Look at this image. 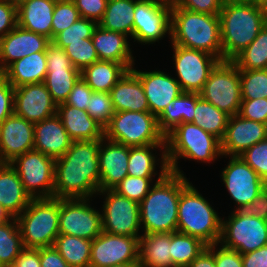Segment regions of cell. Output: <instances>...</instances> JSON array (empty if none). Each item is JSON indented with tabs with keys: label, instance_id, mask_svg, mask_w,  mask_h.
<instances>
[{
	"label": "cell",
	"instance_id": "obj_24",
	"mask_svg": "<svg viewBox=\"0 0 267 267\" xmlns=\"http://www.w3.org/2000/svg\"><path fill=\"white\" fill-rule=\"evenodd\" d=\"M107 140V143L105 142ZM105 142V145L103 144ZM129 146L101 139L98 154L100 168L99 191L113 189L128 175Z\"/></svg>",
	"mask_w": 267,
	"mask_h": 267
},
{
	"label": "cell",
	"instance_id": "obj_51",
	"mask_svg": "<svg viewBox=\"0 0 267 267\" xmlns=\"http://www.w3.org/2000/svg\"><path fill=\"white\" fill-rule=\"evenodd\" d=\"M92 93L93 90L80 77V79L74 84L65 104L86 111Z\"/></svg>",
	"mask_w": 267,
	"mask_h": 267
},
{
	"label": "cell",
	"instance_id": "obj_9",
	"mask_svg": "<svg viewBox=\"0 0 267 267\" xmlns=\"http://www.w3.org/2000/svg\"><path fill=\"white\" fill-rule=\"evenodd\" d=\"M199 94L202 99L229 116L237 115L242 101L237 65L232 60L219 61Z\"/></svg>",
	"mask_w": 267,
	"mask_h": 267
},
{
	"label": "cell",
	"instance_id": "obj_21",
	"mask_svg": "<svg viewBox=\"0 0 267 267\" xmlns=\"http://www.w3.org/2000/svg\"><path fill=\"white\" fill-rule=\"evenodd\" d=\"M267 139V124L248 120L239 114L230 116L221 140L222 155L239 156L245 150Z\"/></svg>",
	"mask_w": 267,
	"mask_h": 267
},
{
	"label": "cell",
	"instance_id": "obj_26",
	"mask_svg": "<svg viewBox=\"0 0 267 267\" xmlns=\"http://www.w3.org/2000/svg\"><path fill=\"white\" fill-rule=\"evenodd\" d=\"M110 95L115 112H150L143 85L131 69L118 80Z\"/></svg>",
	"mask_w": 267,
	"mask_h": 267
},
{
	"label": "cell",
	"instance_id": "obj_42",
	"mask_svg": "<svg viewBox=\"0 0 267 267\" xmlns=\"http://www.w3.org/2000/svg\"><path fill=\"white\" fill-rule=\"evenodd\" d=\"M242 99L267 98V69L239 70Z\"/></svg>",
	"mask_w": 267,
	"mask_h": 267
},
{
	"label": "cell",
	"instance_id": "obj_11",
	"mask_svg": "<svg viewBox=\"0 0 267 267\" xmlns=\"http://www.w3.org/2000/svg\"><path fill=\"white\" fill-rule=\"evenodd\" d=\"M10 164L17 171L24 190L31 199L53 197L54 158L33 149L16 157Z\"/></svg>",
	"mask_w": 267,
	"mask_h": 267
},
{
	"label": "cell",
	"instance_id": "obj_6",
	"mask_svg": "<svg viewBox=\"0 0 267 267\" xmlns=\"http://www.w3.org/2000/svg\"><path fill=\"white\" fill-rule=\"evenodd\" d=\"M221 220L210 203L189 183L180 194L177 231L197 237L205 244H218Z\"/></svg>",
	"mask_w": 267,
	"mask_h": 267
},
{
	"label": "cell",
	"instance_id": "obj_38",
	"mask_svg": "<svg viewBox=\"0 0 267 267\" xmlns=\"http://www.w3.org/2000/svg\"><path fill=\"white\" fill-rule=\"evenodd\" d=\"M229 117L228 114L200 97L195 105L194 120L192 123L198 125L204 131L214 135L221 141L225 135Z\"/></svg>",
	"mask_w": 267,
	"mask_h": 267
},
{
	"label": "cell",
	"instance_id": "obj_45",
	"mask_svg": "<svg viewBox=\"0 0 267 267\" xmlns=\"http://www.w3.org/2000/svg\"><path fill=\"white\" fill-rule=\"evenodd\" d=\"M86 111L91 118L105 128L115 114L110 93L93 92Z\"/></svg>",
	"mask_w": 267,
	"mask_h": 267
},
{
	"label": "cell",
	"instance_id": "obj_27",
	"mask_svg": "<svg viewBox=\"0 0 267 267\" xmlns=\"http://www.w3.org/2000/svg\"><path fill=\"white\" fill-rule=\"evenodd\" d=\"M91 39L99 60L120 63L127 70L134 66V58L126 35L103 29L98 25Z\"/></svg>",
	"mask_w": 267,
	"mask_h": 267
},
{
	"label": "cell",
	"instance_id": "obj_62",
	"mask_svg": "<svg viewBox=\"0 0 267 267\" xmlns=\"http://www.w3.org/2000/svg\"><path fill=\"white\" fill-rule=\"evenodd\" d=\"M224 4H237V3H245V4H257L258 0H223Z\"/></svg>",
	"mask_w": 267,
	"mask_h": 267
},
{
	"label": "cell",
	"instance_id": "obj_60",
	"mask_svg": "<svg viewBox=\"0 0 267 267\" xmlns=\"http://www.w3.org/2000/svg\"><path fill=\"white\" fill-rule=\"evenodd\" d=\"M218 244L208 245L204 251L193 260L187 267H216L215 264V247Z\"/></svg>",
	"mask_w": 267,
	"mask_h": 267
},
{
	"label": "cell",
	"instance_id": "obj_66",
	"mask_svg": "<svg viewBox=\"0 0 267 267\" xmlns=\"http://www.w3.org/2000/svg\"><path fill=\"white\" fill-rule=\"evenodd\" d=\"M54 2H72L73 0H53Z\"/></svg>",
	"mask_w": 267,
	"mask_h": 267
},
{
	"label": "cell",
	"instance_id": "obj_34",
	"mask_svg": "<svg viewBox=\"0 0 267 267\" xmlns=\"http://www.w3.org/2000/svg\"><path fill=\"white\" fill-rule=\"evenodd\" d=\"M127 69L114 61L99 60L81 72V78L93 92H107L115 86Z\"/></svg>",
	"mask_w": 267,
	"mask_h": 267
},
{
	"label": "cell",
	"instance_id": "obj_44",
	"mask_svg": "<svg viewBox=\"0 0 267 267\" xmlns=\"http://www.w3.org/2000/svg\"><path fill=\"white\" fill-rule=\"evenodd\" d=\"M97 26V22L80 17L71 26L58 33L52 43L64 49L66 42L84 41L86 38H91Z\"/></svg>",
	"mask_w": 267,
	"mask_h": 267
},
{
	"label": "cell",
	"instance_id": "obj_48",
	"mask_svg": "<svg viewBox=\"0 0 267 267\" xmlns=\"http://www.w3.org/2000/svg\"><path fill=\"white\" fill-rule=\"evenodd\" d=\"M239 156L267 184V139L254 144Z\"/></svg>",
	"mask_w": 267,
	"mask_h": 267
},
{
	"label": "cell",
	"instance_id": "obj_36",
	"mask_svg": "<svg viewBox=\"0 0 267 267\" xmlns=\"http://www.w3.org/2000/svg\"><path fill=\"white\" fill-rule=\"evenodd\" d=\"M92 240L59 234L54 248L71 267H89Z\"/></svg>",
	"mask_w": 267,
	"mask_h": 267
},
{
	"label": "cell",
	"instance_id": "obj_28",
	"mask_svg": "<svg viewBox=\"0 0 267 267\" xmlns=\"http://www.w3.org/2000/svg\"><path fill=\"white\" fill-rule=\"evenodd\" d=\"M53 0H22L17 4L18 25L52 41Z\"/></svg>",
	"mask_w": 267,
	"mask_h": 267
},
{
	"label": "cell",
	"instance_id": "obj_10",
	"mask_svg": "<svg viewBox=\"0 0 267 267\" xmlns=\"http://www.w3.org/2000/svg\"><path fill=\"white\" fill-rule=\"evenodd\" d=\"M233 213V214H232ZM221 220L219 243L223 247L245 254L267 245V221L248 215L243 210H235Z\"/></svg>",
	"mask_w": 267,
	"mask_h": 267
},
{
	"label": "cell",
	"instance_id": "obj_22",
	"mask_svg": "<svg viewBox=\"0 0 267 267\" xmlns=\"http://www.w3.org/2000/svg\"><path fill=\"white\" fill-rule=\"evenodd\" d=\"M52 41L17 25L0 39V74L13 62L36 52H46Z\"/></svg>",
	"mask_w": 267,
	"mask_h": 267
},
{
	"label": "cell",
	"instance_id": "obj_55",
	"mask_svg": "<svg viewBox=\"0 0 267 267\" xmlns=\"http://www.w3.org/2000/svg\"><path fill=\"white\" fill-rule=\"evenodd\" d=\"M220 247L219 250H215L216 267H243L242 254L236 250Z\"/></svg>",
	"mask_w": 267,
	"mask_h": 267
},
{
	"label": "cell",
	"instance_id": "obj_41",
	"mask_svg": "<svg viewBox=\"0 0 267 267\" xmlns=\"http://www.w3.org/2000/svg\"><path fill=\"white\" fill-rule=\"evenodd\" d=\"M158 147L166 151V144L129 147L128 176L153 177L154 174L157 175L154 171L157 161L151 151Z\"/></svg>",
	"mask_w": 267,
	"mask_h": 267
},
{
	"label": "cell",
	"instance_id": "obj_52",
	"mask_svg": "<svg viewBox=\"0 0 267 267\" xmlns=\"http://www.w3.org/2000/svg\"><path fill=\"white\" fill-rule=\"evenodd\" d=\"M17 25V4L10 0H0V39Z\"/></svg>",
	"mask_w": 267,
	"mask_h": 267
},
{
	"label": "cell",
	"instance_id": "obj_19",
	"mask_svg": "<svg viewBox=\"0 0 267 267\" xmlns=\"http://www.w3.org/2000/svg\"><path fill=\"white\" fill-rule=\"evenodd\" d=\"M13 106L14 114L33 124L57 114V104L44 82L14 88Z\"/></svg>",
	"mask_w": 267,
	"mask_h": 267
},
{
	"label": "cell",
	"instance_id": "obj_15",
	"mask_svg": "<svg viewBox=\"0 0 267 267\" xmlns=\"http://www.w3.org/2000/svg\"><path fill=\"white\" fill-rule=\"evenodd\" d=\"M139 239L140 237L113 235L102 231L92 240L89 267L138 263Z\"/></svg>",
	"mask_w": 267,
	"mask_h": 267
},
{
	"label": "cell",
	"instance_id": "obj_67",
	"mask_svg": "<svg viewBox=\"0 0 267 267\" xmlns=\"http://www.w3.org/2000/svg\"><path fill=\"white\" fill-rule=\"evenodd\" d=\"M10 1H12V2L15 3V4H18V3L21 2L22 0H10Z\"/></svg>",
	"mask_w": 267,
	"mask_h": 267
},
{
	"label": "cell",
	"instance_id": "obj_43",
	"mask_svg": "<svg viewBox=\"0 0 267 267\" xmlns=\"http://www.w3.org/2000/svg\"><path fill=\"white\" fill-rule=\"evenodd\" d=\"M64 51L72 65L80 72L99 61L91 38H86L84 41L66 42Z\"/></svg>",
	"mask_w": 267,
	"mask_h": 267
},
{
	"label": "cell",
	"instance_id": "obj_1",
	"mask_svg": "<svg viewBox=\"0 0 267 267\" xmlns=\"http://www.w3.org/2000/svg\"><path fill=\"white\" fill-rule=\"evenodd\" d=\"M101 139L72 141L66 153L55 159L54 193L58 199L91 198L99 192Z\"/></svg>",
	"mask_w": 267,
	"mask_h": 267
},
{
	"label": "cell",
	"instance_id": "obj_59",
	"mask_svg": "<svg viewBox=\"0 0 267 267\" xmlns=\"http://www.w3.org/2000/svg\"><path fill=\"white\" fill-rule=\"evenodd\" d=\"M243 267H267V245L242 254Z\"/></svg>",
	"mask_w": 267,
	"mask_h": 267
},
{
	"label": "cell",
	"instance_id": "obj_32",
	"mask_svg": "<svg viewBox=\"0 0 267 267\" xmlns=\"http://www.w3.org/2000/svg\"><path fill=\"white\" fill-rule=\"evenodd\" d=\"M170 253V233L143 234L139 239L138 267H174Z\"/></svg>",
	"mask_w": 267,
	"mask_h": 267
},
{
	"label": "cell",
	"instance_id": "obj_14",
	"mask_svg": "<svg viewBox=\"0 0 267 267\" xmlns=\"http://www.w3.org/2000/svg\"><path fill=\"white\" fill-rule=\"evenodd\" d=\"M173 49V60L180 79L177 81L182 91L199 93L210 72L220 60L202 50L188 49L179 45H173Z\"/></svg>",
	"mask_w": 267,
	"mask_h": 267
},
{
	"label": "cell",
	"instance_id": "obj_18",
	"mask_svg": "<svg viewBox=\"0 0 267 267\" xmlns=\"http://www.w3.org/2000/svg\"><path fill=\"white\" fill-rule=\"evenodd\" d=\"M171 8L152 2L137 0L134 9V42L154 43L168 32L170 35Z\"/></svg>",
	"mask_w": 267,
	"mask_h": 267
},
{
	"label": "cell",
	"instance_id": "obj_2",
	"mask_svg": "<svg viewBox=\"0 0 267 267\" xmlns=\"http://www.w3.org/2000/svg\"><path fill=\"white\" fill-rule=\"evenodd\" d=\"M161 155V171L156 183L139 203L144 234L177 231L181 191L190 183L184 175L169 171L166 151Z\"/></svg>",
	"mask_w": 267,
	"mask_h": 267
},
{
	"label": "cell",
	"instance_id": "obj_61",
	"mask_svg": "<svg viewBox=\"0 0 267 267\" xmlns=\"http://www.w3.org/2000/svg\"><path fill=\"white\" fill-rule=\"evenodd\" d=\"M154 3L163 5L165 7L174 8L178 5L179 0H151Z\"/></svg>",
	"mask_w": 267,
	"mask_h": 267
},
{
	"label": "cell",
	"instance_id": "obj_50",
	"mask_svg": "<svg viewBox=\"0 0 267 267\" xmlns=\"http://www.w3.org/2000/svg\"><path fill=\"white\" fill-rule=\"evenodd\" d=\"M82 18L99 23L105 13L108 0H73Z\"/></svg>",
	"mask_w": 267,
	"mask_h": 267
},
{
	"label": "cell",
	"instance_id": "obj_13",
	"mask_svg": "<svg viewBox=\"0 0 267 267\" xmlns=\"http://www.w3.org/2000/svg\"><path fill=\"white\" fill-rule=\"evenodd\" d=\"M107 194L103 205V231L113 235L141 237L138 233L140 223V205L115 192L113 189L99 191Z\"/></svg>",
	"mask_w": 267,
	"mask_h": 267
},
{
	"label": "cell",
	"instance_id": "obj_8",
	"mask_svg": "<svg viewBox=\"0 0 267 267\" xmlns=\"http://www.w3.org/2000/svg\"><path fill=\"white\" fill-rule=\"evenodd\" d=\"M104 138L129 147L166 144L158 119L150 112H115L104 128Z\"/></svg>",
	"mask_w": 267,
	"mask_h": 267
},
{
	"label": "cell",
	"instance_id": "obj_47",
	"mask_svg": "<svg viewBox=\"0 0 267 267\" xmlns=\"http://www.w3.org/2000/svg\"><path fill=\"white\" fill-rule=\"evenodd\" d=\"M80 14L74 2H56L52 17V40L79 18Z\"/></svg>",
	"mask_w": 267,
	"mask_h": 267
},
{
	"label": "cell",
	"instance_id": "obj_63",
	"mask_svg": "<svg viewBox=\"0 0 267 267\" xmlns=\"http://www.w3.org/2000/svg\"><path fill=\"white\" fill-rule=\"evenodd\" d=\"M12 217L8 214V212L0 205V224L8 221Z\"/></svg>",
	"mask_w": 267,
	"mask_h": 267
},
{
	"label": "cell",
	"instance_id": "obj_35",
	"mask_svg": "<svg viewBox=\"0 0 267 267\" xmlns=\"http://www.w3.org/2000/svg\"><path fill=\"white\" fill-rule=\"evenodd\" d=\"M137 0H108L102 20L103 29L133 37L134 9Z\"/></svg>",
	"mask_w": 267,
	"mask_h": 267
},
{
	"label": "cell",
	"instance_id": "obj_40",
	"mask_svg": "<svg viewBox=\"0 0 267 267\" xmlns=\"http://www.w3.org/2000/svg\"><path fill=\"white\" fill-rule=\"evenodd\" d=\"M232 61L239 70L267 69V23L256 39Z\"/></svg>",
	"mask_w": 267,
	"mask_h": 267
},
{
	"label": "cell",
	"instance_id": "obj_20",
	"mask_svg": "<svg viewBox=\"0 0 267 267\" xmlns=\"http://www.w3.org/2000/svg\"><path fill=\"white\" fill-rule=\"evenodd\" d=\"M33 146V123L13 113L0 124V163L12 162Z\"/></svg>",
	"mask_w": 267,
	"mask_h": 267
},
{
	"label": "cell",
	"instance_id": "obj_54",
	"mask_svg": "<svg viewBox=\"0 0 267 267\" xmlns=\"http://www.w3.org/2000/svg\"><path fill=\"white\" fill-rule=\"evenodd\" d=\"M14 87L0 74V124L14 113Z\"/></svg>",
	"mask_w": 267,
	"mask_h": 267
},
{
	"label": "cell",
	"instance_id": "obj_58",
	"mask_svg": "<svg viewBox=\"0 0 267 267\" xmlns=\"http://www.w3.org/2000/svg\"><path fill=\"white\" fill-rule=\"evenodd\" d=\"M13 267H41L39 248L24 247Z\"/></svg>",
	"mask_w": 267,
	"mask_h": 267
},
{
	"label": "cell",
	"instance_id": "obj_7",
	"mask_svg": "<svg viewBox=\"0 0 267 267\" xmlns=\"http://www.w3.org/2000/svg\"><path fill=\"white\" fill-rule=\"evenodd\" d=\"M22 213L16 219L23 246L52 247L59 235L60 199L55 197L31 199Z\"/></svg>",
	"mask_w": 267,
	"mask_h": 267
},
{
	"label": "cell",
	"instance_id": "obj_25",
	"mask_svg": "<svg viewBox=\"0 0 267 267\" xmlns=\"http://www.w3.org/2000/svg\"><path fill=\"white\" fill-rule=\"evenodd\" d=\"M72 141L57 114L34 124L33 149L46 156L54 159L62 157Z\"/></svg>",
	"mask_w": 267,
	"mask_h": 267
},
{
	"label": "cell",
	"instance_id": "obj_37",
	"mask_svg": "<svg viewBox=\"0 0 267 267\" xmlns=\"http://www.w3.org/2000/svg\"><path fill=\"white\" fill-rule=\"evenodd\" d=\"M207 246L197 237L178 231L170 233V256L173 266L187 267Z\"/></svg>",
	"mask_w": 267,
	"mask_h": 267
},
{
	"label": "cell",
	"instance_id": "obj_23",
	"mask_svg": "<svg viewBox=\"0 0 267 267\" xmlns=\"http://www.w3.org/2000/svg\"><path fill=\"white\" fill-rule=\"evenodd\" d=\"M131 70L143 85L150 113L157 118L172 100L183 93L177 79L162 71L142 72L133 67Z\"/></svg>",
	"mask_w": 267,
	"mask_h": 267
},
{
	"label": "cell",
	"instance_id": "obj_4",
	"mask_svg": "<svg viewBox=\"0 0 267 267\" xmlns=\"http://www.w3.org/2000/svg\"><path fill=\"white\" fill-rule=\"evenodd\" d=\"M219 18L222 61L233 60L256 39L267 23V14L258 4H224Z\"/></svg>",
	"mask_w": 267,
	"mask_h": 267
},
{
	"label": "cell",
	"instance_id": "obj_49",
	"mask_svg": "<svg viewBox=\"0 0 267 267\" xmlns=\"http://www.w3.org/2000/svg\"><path fill=\"white\" fill-rule=\"evenodd\" d=\"M238 114L248 120L267 124V98L242 99Z\"/></svg>",
	"mask_w": 267,
	"mask_h": 267
},
{
	"label": "cell",
	"instance_id": "obj_39",
	"mask_svg": "<svg viewBox=\"0 0 267 267\" xmlns=\"http://www.w3.org/2000/svg\"><path fill=\"white\" fill-rule=\"evenodd\" d=\"M12 220V222L10 221ZM24 248L16 217L0 224V267H11Z\"/></svg>",
	"mask_w": 267,
	"mask_h": 267
},
{
	"label": "cell",
	"instance_id": "obj_31",
	"mask_svg": "<svg viewBox=\"0 0 267 267\" xmlns=\"http://www.w3.org/2000/svg\"><path fill=\"white\" fill-rule=\"evenodd\" d=\"M46 74V52H36L16 60L1 73L14 88L44 82Z\"/></svg>",
	"mask_w": 267,
	"mask_h": 267
},
{
	"label": "cell",
	"instance_id": "obj_57",
	"mask_svg": "<svg viewBox=\"0 0 267 267\" xmlns=\"http://www.w3.org/2000/svg\"><path fill=\"white\" fill-rule=\"evenodd\" d=\"M248 215L267 221V186L243 209Z\"/></svg>",
	"mask_w": 267,
	"mask_h": 267
},
{
	"label": "cell",
	"instance_id": "obj_3",
	"mask_svg": "<svg viewBox=\"0 0 267 267\" xmlns=\"http://www.w3.org/2000/svg\"><path fill=\"white\" fill-rule=\"evenodd\" d=\"M172 45L202 50L222 61L219 15L193 12L180 7L171 9Z\"/></svg>",
	"mask_w": 267,
	"mask_h": 267
},
{
	"label": "cell",
	"instance_id": "obj_5",
	"mask_svg": "<svg viewBox=\"0 0 267 267\" xmlns=\"http://www.w3.org/2000/svg\"><path fill=\"white\" fill-rule=\"evenodd\" d=\"M221 153V141L192 122L181 123L166 136V160L169 171L184 175L178 158L210 163Z\"/></svg>",
	"mask_w": 267,
	"mask_h": 267
},
{
	"label": "cell",
	"instance_id": "obj_56",
	"mask_svg": "<svg viewBox=\"0 0 267 267\" xmlns=\"http://www.w3.org/2000/svg\"><path fill=\"white\" fill-rule=\"evenodd\" d=\"M39 254L41 267H71L54 246L39 248Z\"/></svg>",
	"mask_w": 267,
	"mask_h": 267
},
{
	"label": "cell",
	"instance_id": "obj_12",
	"mask_svg": "<svg viewBox=\"0 0 267 267\" xmlns=\"http://www.w3.org/2000/svg\"><path fill=\"white\" fill-rule=\"evenodd\" d=\"M89 198L60 199L59 234L93 240L103 231L102 214Z\"/></svg>",
	"mask_w": 267,
	"mask_h": 267
},
{
	"label": "cell",
	"instance_id": "obj_33",
	"mask_svg": "<svg viewBox=\"0 0 267 267\" xmlns=\"http://www.w3.org/2000/svg\"><path fill=\"white\" fill-rule=\"evenodd\" d=\"M199 98V93L183 92L167 105L157 118L159 129L165 137L181 123L193 122L195 105Z\"/></svg>",
	"mask_w": 267,
	"mask_h": 267
},
{
	"label": "cell",
	"instance_id": "obj_30",
	"mask_svg": "<svg viewBox=\"0 0 267 267\" xmlns=\"http://www.w3.org/2000/svg\"><path fill=\"white\" fill-rule=\"evenodd\" d=\"M30 201L17 171L10 163H0V205L11 217H17Z\"/></svg>",
	"mask_w": 267,
	"mask_h": 267
},
{
	"label": "cell",
	"instance_id": "obj_17",
	"mask_svg": "<svg viewBox=\"0 0 267 267\" xmlns=\"http://www.w3.org/2000/svg\"><path fill=\"white\" fill-rule=\"evenodd\" d=\"M47 74L44 80L53 101L65 103L81 72L71 63L63 48L50 43L46 49Z\"/></svg>",
	"mask_w": 267,
	"mask_h": 267
},
{
	"label": "cell",
	"instance_id": "obj_29",
	"mask_svg": "<svg viewBox=\"0 0 267 267\" xmlns=\"http://www.w3.org/2000/svg\"><path fill=\"white\" fill-rule=\"evenodd\" d=\"M57 115L73 141H91L104 138V128L87 111L61 103Z\"/></svg>",
	"mask_w": 267,
	"mask_h": 267
},
{
	"label": "cell",
	"instance_id": "obj_64",
	"mask_svg": "<svg viewBox=\"0 0 267 267\" xmlns=\"http://www.w3.org/2000/svg\"><path fill=\"white\" fill-rule=\"evenodd\" d=\"M262 9L263 11L267 14V0H258L257 3Z\"/></svg>",
	"mask_w": 267,
	"mask_h": 267
},
{
	"label": "cell",
	"instance_id": "obj_16",
	"mask_svg": "<svg viewBox=\"0 0 267 267\" xmlns=\"http://www.w3.org/2000/svg\"><path fill=\"white\" fill-rule=\"evenodd\" d=\"M230 157L221 177L231 198L237 204L235 210H243L267 184L240 156Z\"/></svg>",
	"mask_w": 267,
	"mask_h": 267
},
{
	"label": "cell",
	"instance_id": "obj_65",
	"mask_svg": "<svg viewBox=\"0 0 267 267\" xmlns=\"http://www.w3.org/2000/svg\"><path fill=\"white\" fill-rule=\"evenodd\" d=\"M108 267H138V263L118 264Z\"/></svg>",
	"mask_w": 267,
	"mask_h": 267
},
{
	"label": "cell",
	"instance_id": "obj_53",
	"mask_svg": "<svg viewBox=\"0 0 267 267\" xmlns=\"http://www.w3.org/2000/svg\"><path fill=\"white\" fill-rule=\"evenodd\" d=\"M223 5V0H179L177 7L193 12L219 15Z\"/></svg>",
	"mask_w": 267,
	"mask_h": 267
},
{
	"label": "cell",
	"instance_id": "obj_46",
	"mask_svg": "<svg viewBox=\"0 0 267 267\" xmlns=\"http://www.w3.org/2000/svg\"><path fill=\"white\" fill-rule=\"evenodd\" d=\"M152 177L126 176L113 190L130 200L140 203L150 191Z\"/></svg>",
	"mask_w": 267,
	"mask_h": 267
}]
</instances>
